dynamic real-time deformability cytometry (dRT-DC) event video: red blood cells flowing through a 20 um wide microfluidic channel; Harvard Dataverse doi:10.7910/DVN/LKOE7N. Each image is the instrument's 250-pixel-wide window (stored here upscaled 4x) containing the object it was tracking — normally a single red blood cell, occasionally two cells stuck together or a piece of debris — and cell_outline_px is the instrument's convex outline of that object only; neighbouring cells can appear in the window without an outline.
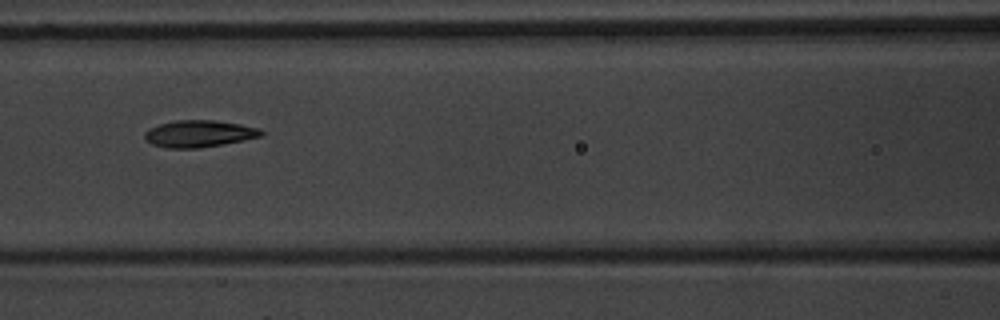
{"species": "common noctule bat (a hibernating species)", "species_latin": "Nyctalus noctula", "temperature_condition": "warm", "stored_images_in_passage": 9, "segment_of_instrument_passage": [1, 2], "camera_frame_rate_fps": 3000, "um_per_image_px": 0.085, "animal": {"sex": "male", "body_mass_g": 20.1, "forearm_length_mm": 53.5}, "frame": {"image": 1, "passage_image": 7, "time_ms": 7.667, "image_size_px": [1000, 320], "cell_outline_px": [[264, 136], [244, 140], [196, 148], [168, 148], [152, 144], [144, 136], [144, 132], [160, 124], [176, 120], [216, 120], [240, 124], [256, 128], [264, 132]], "centroid_in_image_um": [16.94, 11.36], "position_along_channel_um": 149.7, "area_um2": 17.98}}
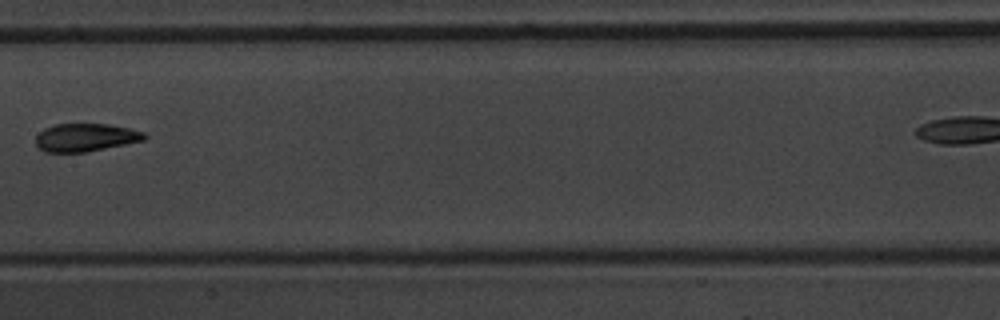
{"frame": {"image": 2, "passage_image": 8, "time_ms": 9.0, "image_size_px": [1000, 320], "cell_outline_px": [[148, 136], [144, 140], [88, 152], [44, 152], [36, 144], [36, 136], [44, 128], [56, 124], [108, 124], [128, 128], [144, 132]], "centroid_in_image_um": [7.27, 11.69], "position_along_channel_um": 200.1, "area_um2": 17.69}}